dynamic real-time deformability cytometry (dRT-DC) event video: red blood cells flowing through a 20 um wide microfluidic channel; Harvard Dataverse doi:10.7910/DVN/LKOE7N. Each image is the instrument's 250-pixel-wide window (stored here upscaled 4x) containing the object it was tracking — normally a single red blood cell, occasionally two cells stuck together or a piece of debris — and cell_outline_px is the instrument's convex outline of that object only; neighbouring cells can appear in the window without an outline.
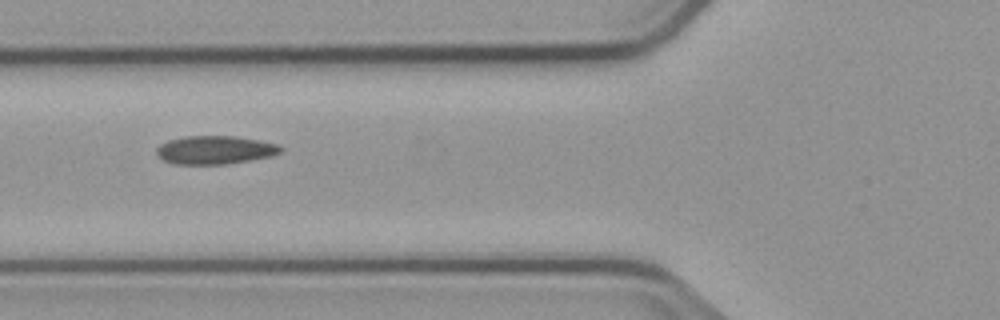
{"species": "common noctule bat (a hibernating species)", "species_latin": "Nyctalus noctula", "temperature_condition": "cold", "stored_images_in_passage": 6, "camera_frame_rate_fps": 3000, "um_per_image_px": 0.085, "animal": {"sex": "male", "body_mass_g": 23.1, "forearm_length_mm": 52.7}, "frame": {"image": 1, "passage_image": 2, "time_ms": 1.333, "image_size_px": [1000, 320], "cell_outline_px": [[284, 148], [280, 152], [272, 156], [252, 160], [224, 164], [172, 164], [164, 160], [156, 152], [156, 148], [160, 144], [168, 140], [184, 136], [236, 136], [276, 144]], "centroid_in_image_um": [18.26, 12.75], "position_along_channel_um": 107.5, "area_um2": 20.46}}
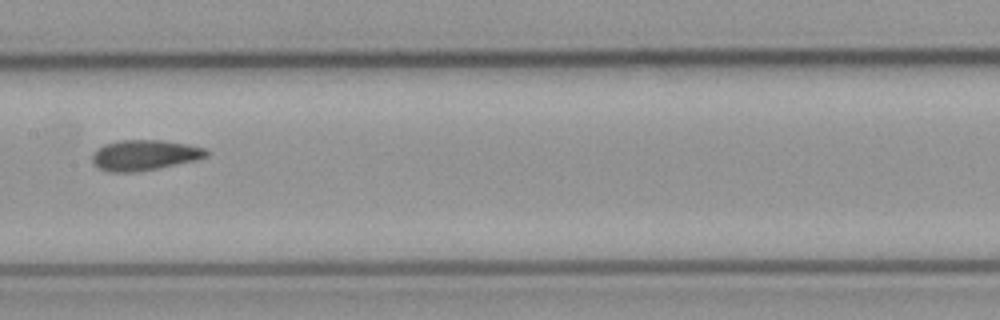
{"frame": {"image": 2, "passage_image": 4, "time_ms": 3.667, "image_size_px": [1000, 320], "cell_outline_px": [[208, 156], [196, 160], [136, 172], [108, 172], [92, 164], [92, 152], [96, 148], [104, 144], [120, 140], [164, 140], [188, 144], [204, 148], [208, 152]], "centroid_in_image_um": [12.24, 13.18], "position_along_channel_um": 195.2, "area_um2": 20.35}}
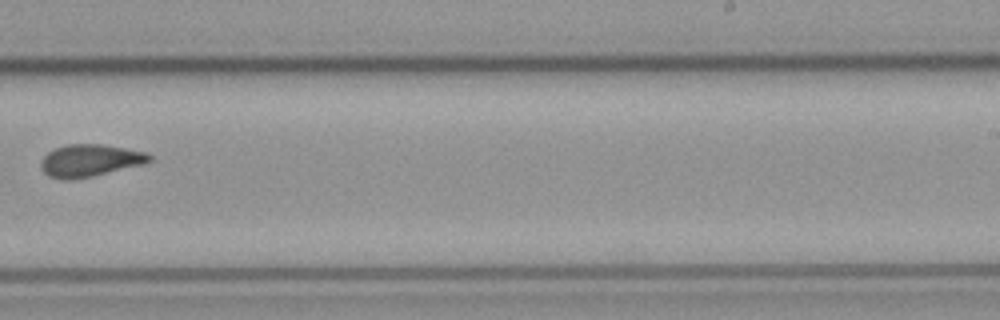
{"frame": {"image": 3, "passage_image": 6, "time_ms": 6.0, "image_size_px": [1000, 320], "cell_outline_px": [[152, 160], [144, 164], [92, 176], [68, 180], [64, 180], [48, 176], [44, 172], [40, 164], [44, 156], [48, 152], [56, 148], [68, 144], [100, 144], [124, 148], [144, 152], [152, 156]], "centroid_in_image_um": [7.63, 13.64], "position_along_channel_um": 281.4, "area_um2": 20.17}}